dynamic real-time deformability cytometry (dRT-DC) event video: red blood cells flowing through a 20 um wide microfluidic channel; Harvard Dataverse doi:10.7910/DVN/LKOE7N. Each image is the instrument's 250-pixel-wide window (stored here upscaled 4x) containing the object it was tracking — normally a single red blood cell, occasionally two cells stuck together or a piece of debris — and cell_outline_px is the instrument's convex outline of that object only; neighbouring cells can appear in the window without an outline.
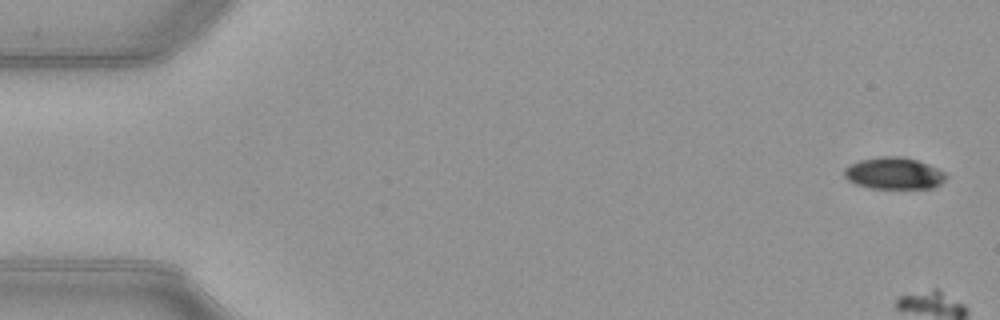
{"species": "common noctule bat (a hibernating species)", "species_latin": "Nyctalus noctula", "temperature_condition": "warm", "stored_images_in_passage": 6, "camera_frame_rate_fps": 3000, "um_per_image_px": 0.085, "animal": {"sex": "female", "body_mass_g": 21.9}, "frame": {"image": 1, "passage_image": 2, "time_ms": 0.333, "image_size_px": [1000, 320], "cell_outline_px": [[948, 176], [940, 184], [932, 188], [872, 188], [856, 184], [848, 180], [844, 176], [844, 168], [860, 160], [880, 156], [904, 156], [928, 164], [944, 172]], "centroid_in_image_um": [75.99, 14.73], "position_along_channel_um": 9.0, "area_um2": 18.79}}